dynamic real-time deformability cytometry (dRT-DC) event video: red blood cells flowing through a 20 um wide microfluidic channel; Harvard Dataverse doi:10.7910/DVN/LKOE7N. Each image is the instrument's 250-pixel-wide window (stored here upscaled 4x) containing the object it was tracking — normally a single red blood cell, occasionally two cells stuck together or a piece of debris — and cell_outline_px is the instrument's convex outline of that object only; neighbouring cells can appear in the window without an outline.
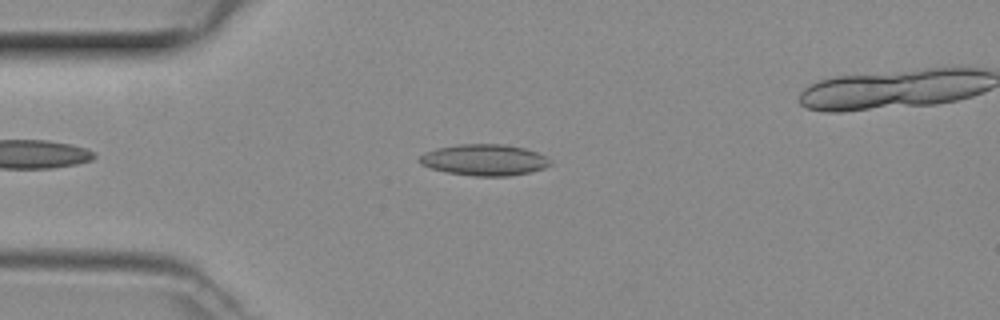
{"species": "common noctule bat (a hibernating species)", "species_latin": "Nyctalus noctula", "temperature_condition": "room temperature", "stored_images_in_passage": 41, "camera_frame_rate_fps": 3000, "um_per_image_px": 0.085, "animal": {"sex": "female", "body_mass_g": 29.2, "forearm_length_mm": 56.3}, "frame": {"image": 1, "passage_image": 8, "time_ms": 2.333, "image_size_px": [1000, 320], "cell_outline_px": [[552, 164], [544, 168], [528, 172], [508, 176], [476, 176], [448, 172], [432, 168], [420, 164], [416, 160], [424, 152], [436, 148], [456, 144], [504, 144], [524, 148], [536, 152], [552, 160]], "centroid_in_image_um": [41.14, 13.58], "position_along_channel_um": 43.9, "area_um2": 23.81}}
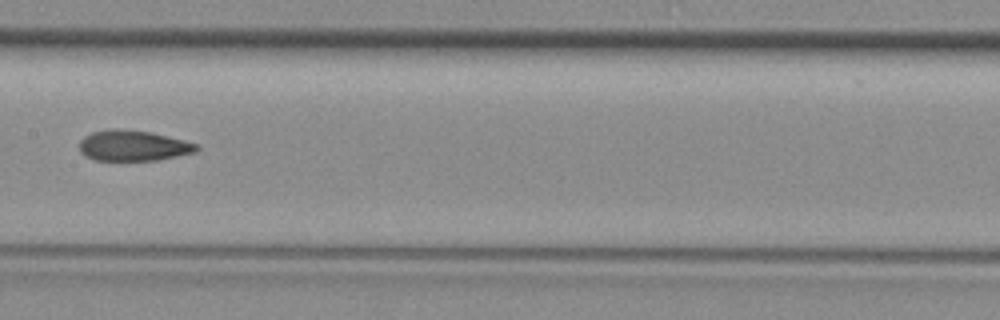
{"frame": {"image": 2, "passage_image": 20, "time_ms": 6.333, "image_size_px": [1000, 320], "cell_outline_px": [[200, 148], [196, 152], [156, 160], [96, 160], [80, 152], [80, 140], [84, 136], [92, 132], [112, 128], [116, 128], [152, 132], [200, 144]], "centroid_in_image_um": [11.35, 12.37], "position_along_channel_um": 196.1, "area_um2": 20.92}}
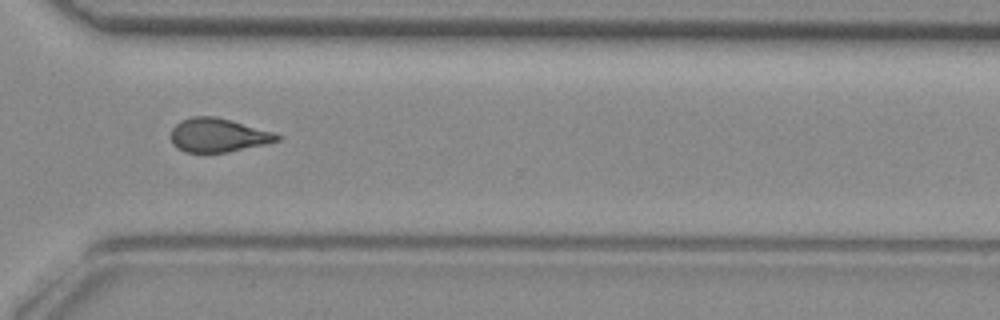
{"frame": {"image": 3, "passage_image": 31, "time_ms": 10.0, "image_size_px": [1000, 320], "cell_outline_px": [[280, 140], [264, 144], [228, 152], [184, 152], [176, 148], [172, 144], [172, 128], [180, 120], [192, 116], [216, 116], [272, 132], [280, 136]], "centroid_in_image_um": [18.49, 11.49], "position_along_channel_um": 352.1, "area_um2": 20.69}}